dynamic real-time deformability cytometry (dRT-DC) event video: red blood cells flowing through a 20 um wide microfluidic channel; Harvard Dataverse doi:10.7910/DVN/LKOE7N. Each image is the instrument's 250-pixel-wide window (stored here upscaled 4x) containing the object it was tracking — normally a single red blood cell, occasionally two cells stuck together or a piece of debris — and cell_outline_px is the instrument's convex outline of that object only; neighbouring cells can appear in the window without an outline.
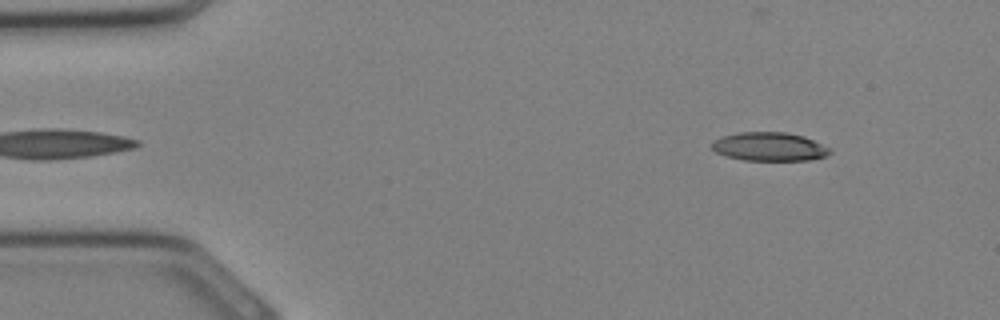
{"species": "Egyptian fruit bat (a non-hibernating species)", "species_latin": "Rousettus aegyptiacus", "temperature_condition": "cold", "stored_images_in_passage": 9, "camera_frame_rate_fps": 3000, "um_per_image_px": 0.085, "animal": {"sex": "female"}, "frame": {"image": 1, "passage_image": 1, "time_ms": 0.0, "image_size_px": [1000, 320], "cell_outline_px": [[832, 152], [824, 156], [808, 160], [744, 160], [728, 156], [716, 152], [712, 148], [712, 140], [720, 136], [740, 132], [788, 132], [804, 136], [832, 148]], "centroid_in_image_um": [65.4, 12.45], "position_along_channel_um": 19.6, "area_um2": 19.77}}
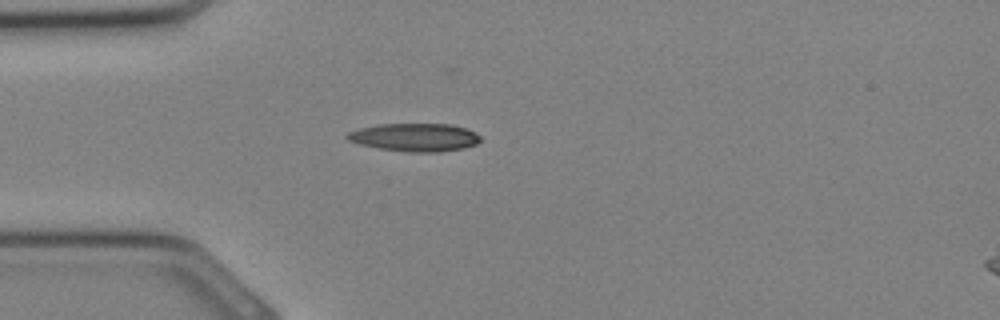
{"frame": {"image": 2, "passage_image": 6, "time_ms": 1.667, "image_size_px": [1000, 320], "cell_outline_px": [[480, 140], [476, 144], [464, 148], [440, 152], [412, 152], [380, 148], [360, 144], [348, 140], [344, 136], [348, 132], [360, 128], [376, 124], [452, 124], [476, 132], [480, 136]], "centroid_in_image_um": [35.26, 11.66], "position_along_channel_um": 49.7, "area_um2": 21.73}}
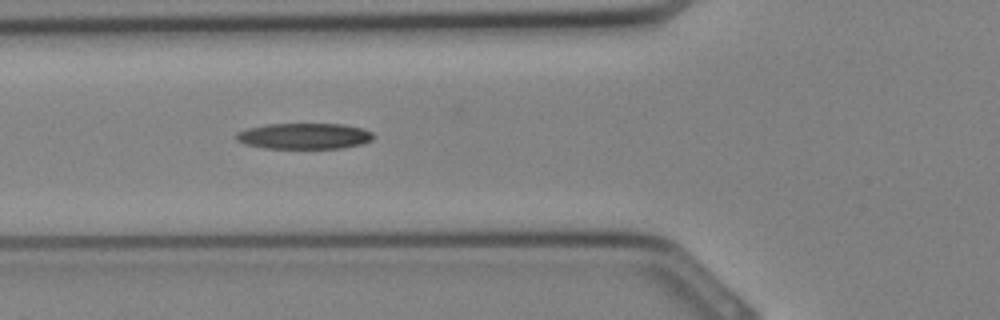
{"frame": {"image": 3, "passage_image": 9, "time_ms": 2.667, "image_size_px": [1000, 320], "cell_outline_px": [[376, 136], [372, 140], [364, 144], [344, 148], [264, 148], [244, 144], [236, 140], [236, 132], [248, 128], [268, 124], [344, 124], [364, 128], [372, 132]], "centroid_in_image_um": [25.91, 11.57], "position_along_channel_um": 99.9, "area_um2": 20.98}}